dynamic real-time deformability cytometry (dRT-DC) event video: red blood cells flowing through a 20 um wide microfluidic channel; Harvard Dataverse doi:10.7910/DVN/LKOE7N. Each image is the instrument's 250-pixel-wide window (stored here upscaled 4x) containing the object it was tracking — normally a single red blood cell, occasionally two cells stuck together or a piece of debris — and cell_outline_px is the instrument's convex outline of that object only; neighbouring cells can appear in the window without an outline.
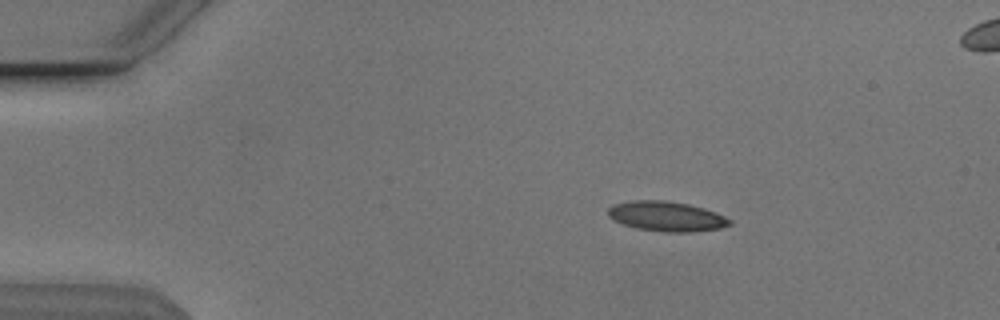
{"species": "Egyptian fruit bat (a non-hibernating species)", "species_latin": "Rousettus aegyptiacus", "temperature_condition": "cold", "stored_images_in_passage": 46, "segment_of_instrument_passage": [1, 2], "camera_frame_rate_fps": 3000, "um_per_image_px": 0.085, "animal": {"sex": "male"}, "frame": {"image": 1, "passage_image": 1, "time_ms": 0.0, "image_size_px": [1000, 320], "cell_outline_px": [[732, 224], [720, 228], [692, 232], [664, 232], [636, 228], [624, 224], [608, 216], [608, 208], [616, 204], [632, 200], [664, 200], [688, 204], [704, 208], [724, 216], [732, 220]], "centroid_in_image_um": [56.68, 18.39], "position_along_channel_um": 28.3, "area_um2": 21.04}}
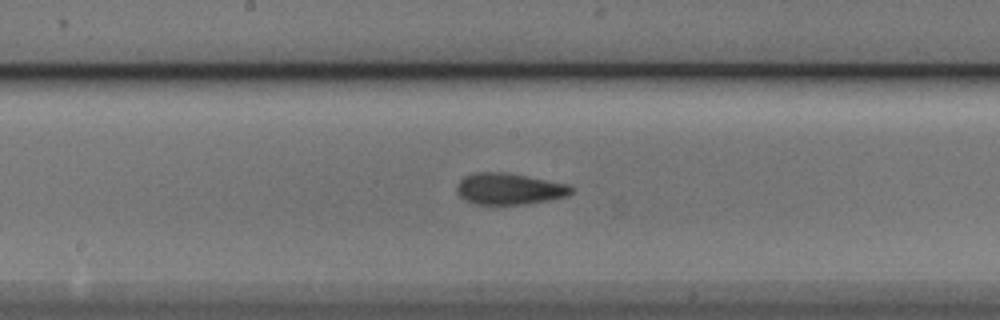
{"frame": {"image": 2, "passage_image": 20, "time_ms": 6.333, "image_size_px": [1000, 320], "cell_outline_px": [[572, 192], [568, 196], [548, 200], [524, 204], [476, 204], [464, 200], [456, 192], [456, 184], [464, 176], [472, 172], [500, 172], [524, 176], [568, 184], [572, 188]], "centroid_in_image_um": [43.22, 16.05], "position_along_channel_um": 205.0, "area_um2": 20.81}}
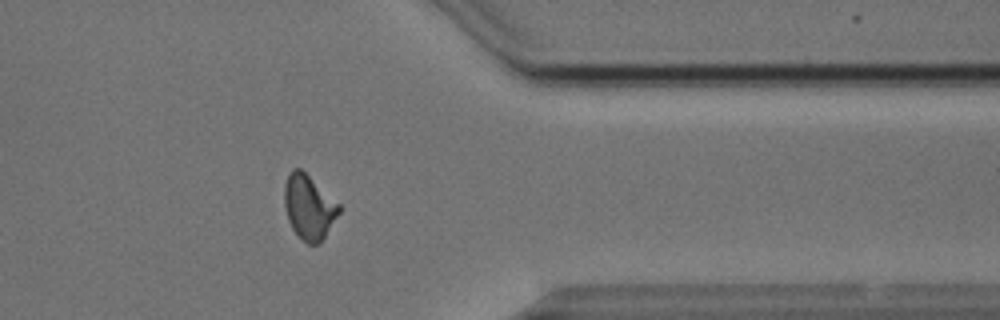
{"frame": {"image": 3, "passage_image": 35, "time_ms": 11.333, "image_size_px": [1000, 320], "cell_outline_px": [[340, 212], [320, 244], [308, 244], [292, 228], [288, 220], [284, 204], [284, 184], [288, 172], [292, 168], [300, 168], [340, 204]], "centroid_in_image_um": [26.25, 17.58], "position_along_channel_um": 385.2, "area_um2": 20.46}}